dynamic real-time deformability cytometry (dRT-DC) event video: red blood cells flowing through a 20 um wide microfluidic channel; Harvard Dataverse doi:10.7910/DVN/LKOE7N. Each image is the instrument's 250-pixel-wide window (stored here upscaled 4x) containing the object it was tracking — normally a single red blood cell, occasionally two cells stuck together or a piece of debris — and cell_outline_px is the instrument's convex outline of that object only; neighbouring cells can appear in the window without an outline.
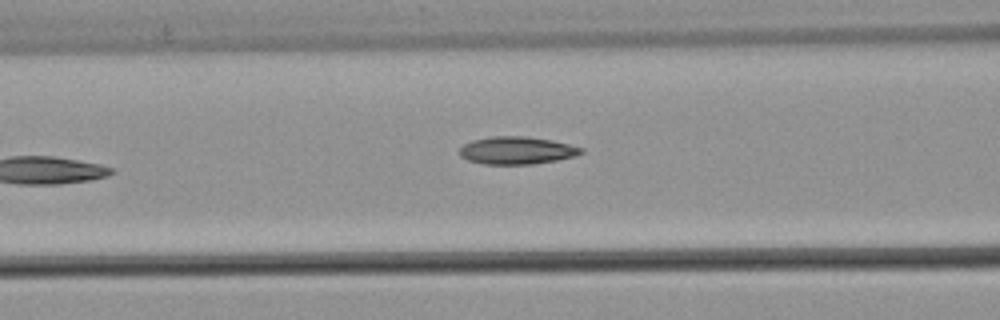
{"species": "common noctule bat (a hibernating species)", "species_latin": "Nyctalus noctula", "temperature_condition": "warm", "stored_images_in_passage": 6, "camera_frame_rate_fps": 3000, "um_per_image_px": 0.085, "animal": {"sex": "male", "body_mass_g": 21.5, "forearm_length_mm": 52.0}, "frame": {"image": 1, "passage_image": 6, "time_ms": 1.667, "image_size_px": [1000, 320], "cell_outline_px": [[584, 152], [576, 156], [556, 160], [532, 164], [484, 164], [468, 160], [460, 156], [460, 148], [464, 144], [472, 140], [492, 136], [524, 136], [552, 140], [584, 148]], "centroid_in_image_um": [43.94, 12.78], "position_along_channel_um": 122.7, "area_um2": 19.54}}